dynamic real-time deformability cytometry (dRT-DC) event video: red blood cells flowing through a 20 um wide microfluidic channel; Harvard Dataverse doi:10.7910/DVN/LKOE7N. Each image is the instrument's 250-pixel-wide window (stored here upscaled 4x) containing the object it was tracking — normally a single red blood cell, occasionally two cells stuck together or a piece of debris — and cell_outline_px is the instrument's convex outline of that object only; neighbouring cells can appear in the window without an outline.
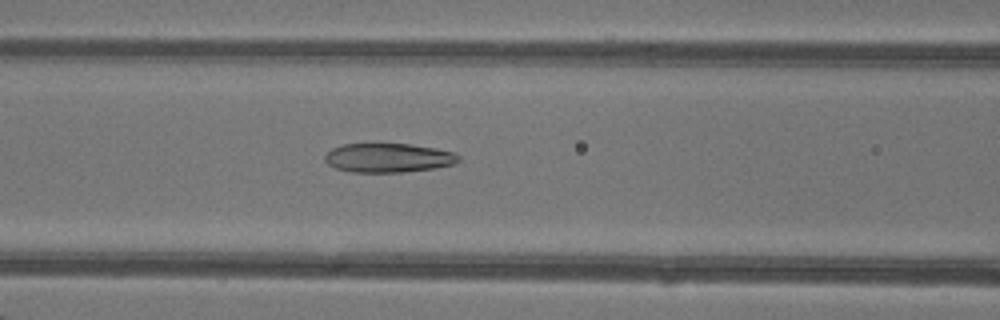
{"species": "common noctule bat (a hibernating species)", "species_latin": "Nyctalus noctula", "temperature_condition": "warm", "stored_images_in_passage": 47, "camera_frame_rate_fps": 3000, "um_per_image_px": 0.085, "animal": {"sex": "female"}, "frame": {"image": 1, "passage_image": 20, "time_ms": 6.333, "image_size_px": [1000, 320], "cell_outline_px": [[460, 160], [456, 164], [436, 168], [400, 172], [352, 172], [336, 168], [328, 164], [324, 160], [324, 156], [332, 148], [344, 144], [412, 144], [436, 148], [456, 152], [460, 156]], "centroid_in_image_um": [33.05, 13.41], "position_along_channel_um": 133.5, "area_um2": 22.83}}
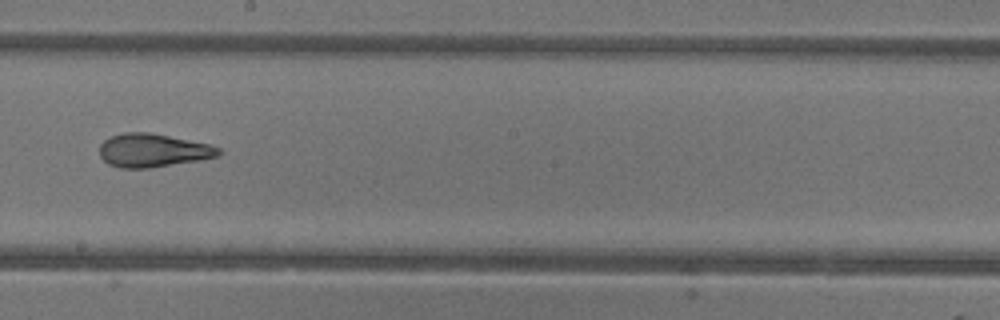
{"frame": {"image": 2, "passage_image": 27, "time_ms": 8.667, "image_size_px": [1000, 320], "cell_outline_px": [[224, 152], [220, 156], [200, 160], [148, 168], [120, 168], [108, 164], [100, 156], [100, 144], [104, 140], [112, 136], [124, 132], [148, 132], [208, 144], [220, 148]], "centroid_in_image_um": [13.01, 12.79], "position_along_channel_um": 235.2, "area_um2": 23.12}}
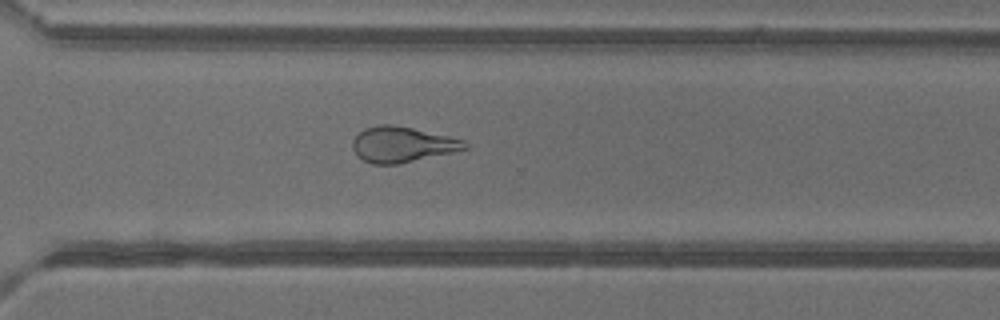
{"frame": {"image": 3, "passage_image": 34, "time_ms": 11.0, "image_size_px": [1000, 320], "cell_outline_px": [[468, 148], [452, 152], [396, 164], [372, 164], [356, 156], [352, 148], [352, 140], [364, 128], [380, 124], [392, 124], [412, 128], [448, 136], [464, 140], [468, 144]], "centroid_in_image_um": [34.14, 12.27], "position_along_channel_um": 336.5, "area_um2": 23.06}, "authors_computed_cell_mechanics": {"area_um2": 26.01, "velocity_mm_per_s": 4.3658, "shape_relaxation_time_tau1_ms": null, "shape_relaxation_time_tau2_ms": 1.766, "deformation_change_tau1": null, "deformation_change_tau2": 0.1123}}